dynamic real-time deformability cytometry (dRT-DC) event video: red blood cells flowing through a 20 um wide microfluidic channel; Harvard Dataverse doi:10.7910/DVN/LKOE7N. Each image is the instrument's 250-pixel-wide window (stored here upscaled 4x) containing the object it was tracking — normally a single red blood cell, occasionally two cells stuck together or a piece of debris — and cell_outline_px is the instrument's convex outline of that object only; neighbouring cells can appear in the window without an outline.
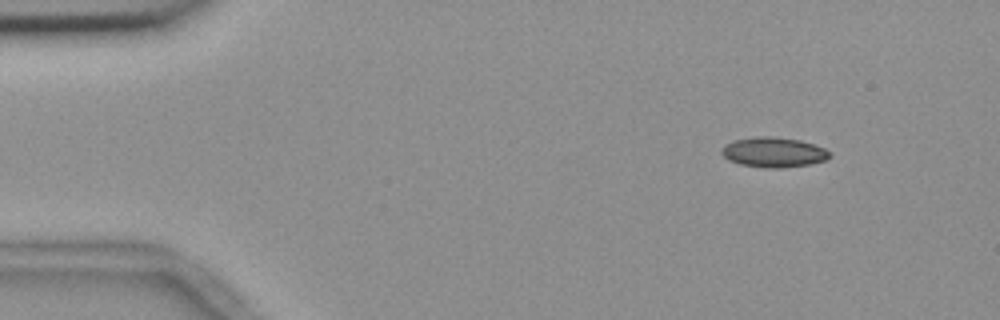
{"species": "common noctule bat (a hibernating species)", "species_latin": "Nyctalus noctula", "temperature_condition": "room temperature", "stored_images_in_passage": 50, "camera_frame_rate_fps": 3000, "um_per_image_px": 0.085, "animal": {"sex": "female", "body_mass_g": 18.4}, "frame": {"image": 1, "passage_image": 1, "time_ms": 0.0, "image_size_px": [1000, 320], "cell_outline_px": [[832, 156], [824, 160], [808, 164], [780, 168], [764, 168], [740, 164], [728, 160], [720, 152], [724, 144], [732, 140], [756, 136], [772, 136], [800, 140], [824, 148]], "centroid_in_image_um": [65.7, 12.93], "position_along_channel_um": 19.3, "area_um2": 18.9}}
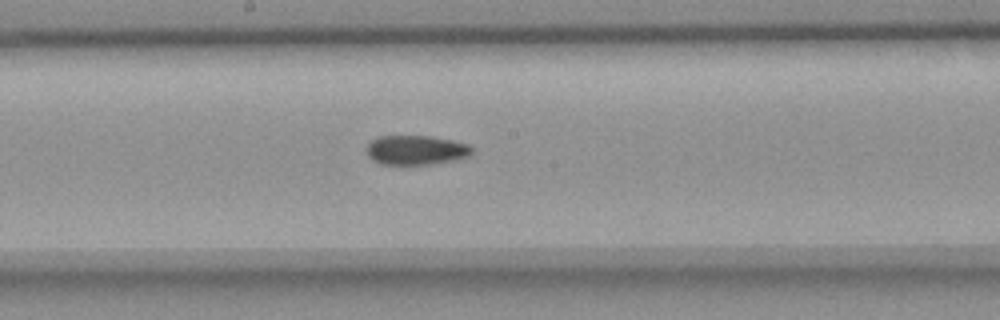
{"frame": {"image": 2, "passage_image": 24, "time_ms": 7.667, "image_size_px": [1000, 320], "cell_outline_px": [[472, 152], [468, 156], [460, 160], [432, 164], [380, 164], [372, 160], [364, 152], [364, 148], [372, 140], [380, 136], [432, 136], [452, 140], [468, 144], [472, 148]], "centroid_in_image_um": [35.34, 12.76], "position_along_channel_um": 212.9, "area_um2": 18.38}}
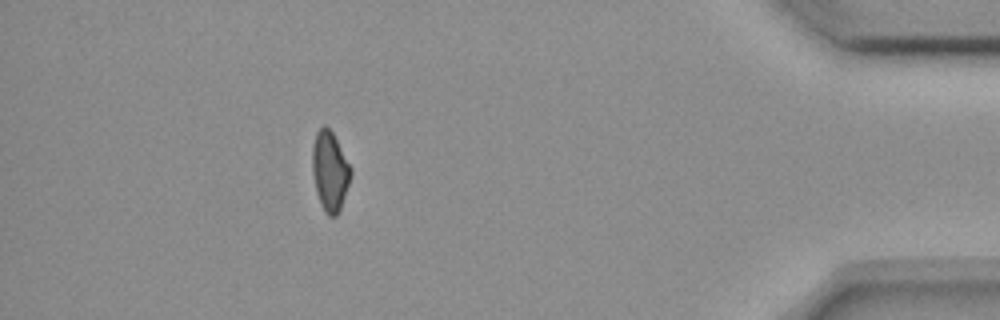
{"frame": {"image": 3, "passage_image": 44, "time_ms": 14.333, "image_size_px": [1000, 320], "cell_outline_px": [[352, 172], [340, 212], [336, 216], [328, 216], [324, 212], [320, 204], [316, 192], [312, 172], [312, 148], [316, 132], [324, 124], [332, 132], [352, 168]], "centroid_in_image_um": [28.04, 14.58], "position_along_channel_um": 407.2, "area_um2": 17.98}}